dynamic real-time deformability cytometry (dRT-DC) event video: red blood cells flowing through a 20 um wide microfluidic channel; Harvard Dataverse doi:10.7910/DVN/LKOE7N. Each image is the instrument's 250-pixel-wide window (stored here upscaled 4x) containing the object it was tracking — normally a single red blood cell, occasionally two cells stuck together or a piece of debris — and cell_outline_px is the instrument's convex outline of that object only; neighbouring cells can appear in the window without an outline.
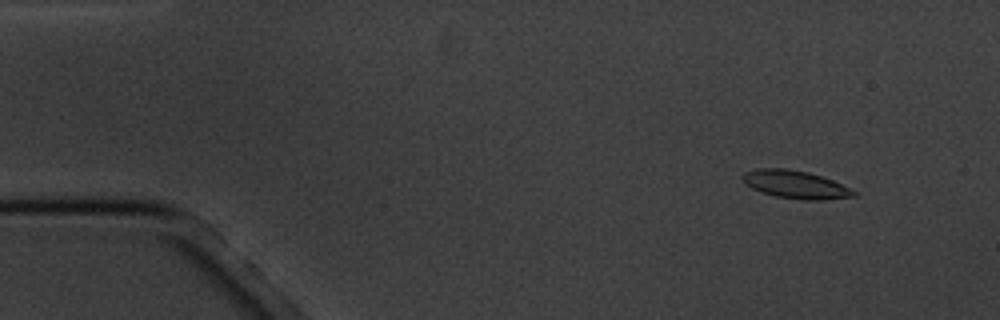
{"species": "common noctule bat (a hibernating species)", "species_latin": "Nyctalus noctula", "temperature_condition": "cold", "stored_images_in_passage": 5, "camera_frame_rate_fps": 3000, "um_per_image_px": 0.085, "animal": {"sex": "male", "body_mass_g": 20.1, "forearm_length_mm": 53.5}, "frame": {"image": 1, "passage_image": 2, "time_ms": 1.0, "image_size_px": [1000, 320], "cell_outline_px": [[856, 196], [824, 200], [804, 200], [776, 196], [760, 192], [744, 184], [740, 176], [744, 172], [756, 168], [788, 168], [808, 172], [832, 180], [856, 192]], "centroid_in_image_um": [67.54, 15.67], "position_along_channel_um": 17.5, "area_um2": 18.15}}
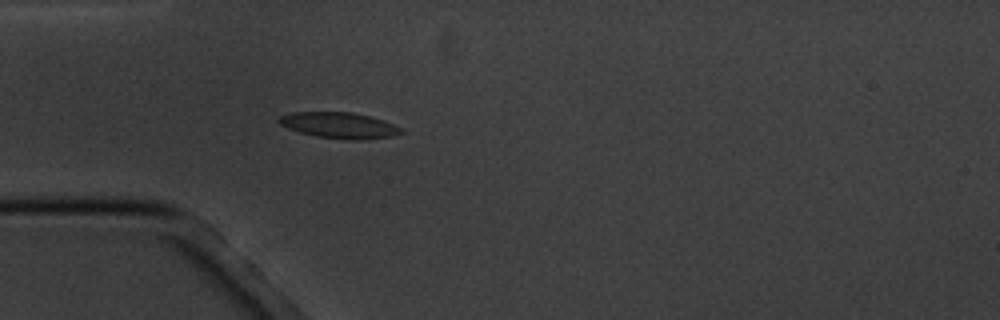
{"frame": {"image": 2, "passage_image": 5, "time_ms": 4.667, "image_size_px": [1000, 320], "cell_outline_px": [[404, 132], [392, 136], [360, 140], [352, 140], [316, 136], [300, 132], [288, 128], [280, 124], [276, 120], [280, 116], [292, 112], [352, 112], [384, 120], [400, 128]], "centroid_in_image_um": [28.81, 10.65], "position_along_channel_um": 56.2, "area_um2": 18.32}}